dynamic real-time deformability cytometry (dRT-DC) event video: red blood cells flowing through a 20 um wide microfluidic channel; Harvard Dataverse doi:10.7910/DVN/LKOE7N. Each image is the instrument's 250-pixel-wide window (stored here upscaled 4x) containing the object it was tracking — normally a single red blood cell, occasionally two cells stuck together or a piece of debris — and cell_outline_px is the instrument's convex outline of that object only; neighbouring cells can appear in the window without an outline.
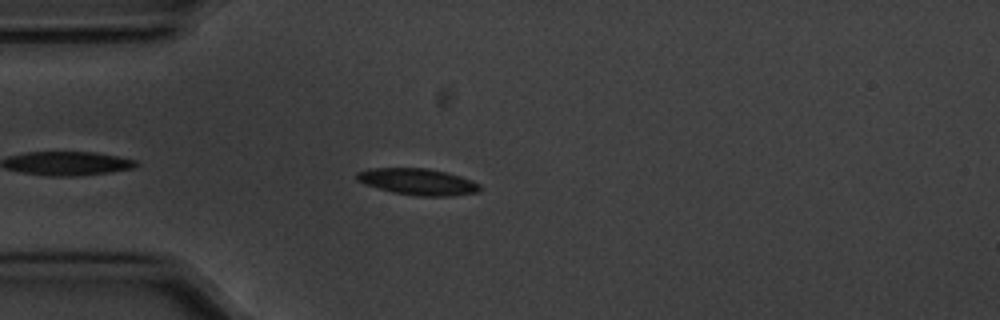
{"species": "common noctule bat (a hibernating species)", "species_latin": "Nyctalus noctula", "temperature_condition": "cold", "stored_images_in_passage": 10, "camera_frame_rate_fps": 3000, "um_per_image_px": 0.085, "animal": {"sex": "male", "body_mass_g": 20.1, "forearm_length_mm": 53.5}, "frame": {"image": 1, "passage_image": 5, "time_ms": 1.333, "image_size_px": [1000, 320], "cell_outline_px": [[480, 188], [476, 192], [452, 196], [420, 196], [392, 192], [364, 184], [356, 180], [356, 172], [368, 168], [428, 168], [448, 172], [472, 180], [480, 184]], "centroid_in_image_um": [35.48, 15.44], "position_along_channel_um": 49.5, "area_um2": 19.07}}
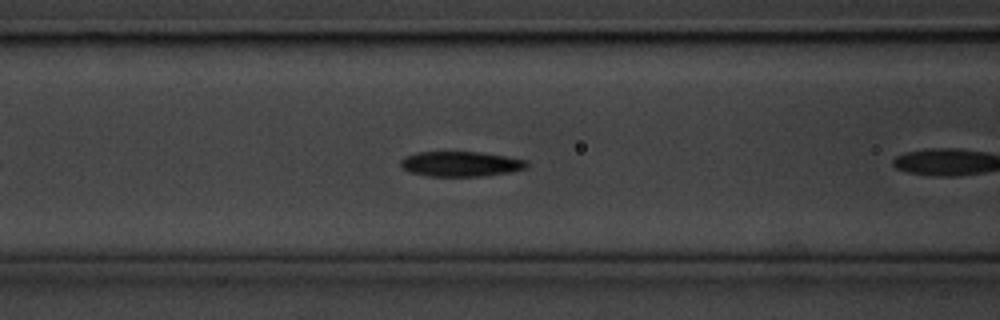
{"frame": {"image": 2, "passage_image": 9, "time_ms": 2.667, "image_size_px": [1000, 320], "cell_outline_px": [[528, 168], [508, 172], [480, 176], [428, 176], [412, 172], [404, 168], [400, 164], [400, 160], [404, 156], [416, 152], [480, 152], [504, 156], [524, 160], [528, 164]], "centroid_in_image_um": [39.13, 13.93], "position_along_channel_um": 127.5, "area_um2": 18.21}}